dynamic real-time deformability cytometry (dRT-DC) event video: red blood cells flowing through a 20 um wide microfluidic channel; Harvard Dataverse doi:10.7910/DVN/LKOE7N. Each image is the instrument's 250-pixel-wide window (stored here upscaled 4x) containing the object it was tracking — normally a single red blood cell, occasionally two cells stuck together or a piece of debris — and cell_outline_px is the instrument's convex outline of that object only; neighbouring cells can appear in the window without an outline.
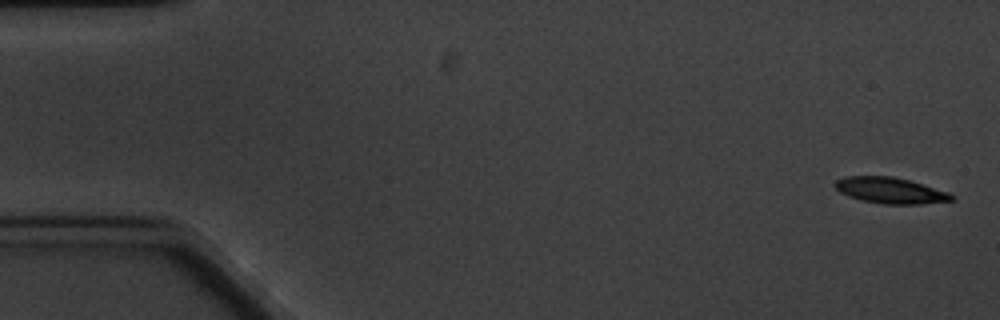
{"species": "common noctule bat (a hibernating species)", "species_latin": "Nyctalus noctula", "temperature_condition": "cold", "stored_images_in_passage": 5, "camera_frame_rate_fps": 3000, "um_per_image_px": 0.085, "animal": {"sex": "male", "body_mass_g": 20.1, "forearm_length_mm": 53.5}, "frame": {"image": 1, "passage_image": 1, "time_ms": 0.0, "image_size_px": [1000, 320], "cell_outline_px": [[956, 200], [920, 204], [880, 204], [860, 200], [848, 196], [840, 192], [832, 184], [836, 180], [844, 176], [892, 176], [908, 180], [948, 192], [956, 196]], "centroid_in_image_um": [75.66, 16.19], "position_along_channel_um": 9.3, "area_um2": 17.8}}
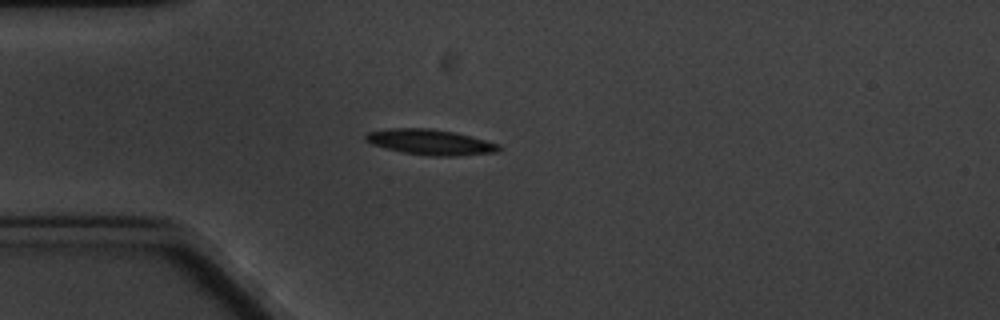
{"frame": {"image": 2, "passage_image": 5, "time_ms": 4.667, "image_size_px": [1000, 320], "cell_outline_px": [[500, 152], [456, 156], [432, 156], [404, 152], [384, 148], [372, 144], [364, 140], [364, 136], [368, 132], [388, 128], [428, 128], [452, 132], [500, 144]], "centroid_in_image_um": [36.55, 12.08], "position_along_channel_um": 48.4, "area_um2": 19.65}}